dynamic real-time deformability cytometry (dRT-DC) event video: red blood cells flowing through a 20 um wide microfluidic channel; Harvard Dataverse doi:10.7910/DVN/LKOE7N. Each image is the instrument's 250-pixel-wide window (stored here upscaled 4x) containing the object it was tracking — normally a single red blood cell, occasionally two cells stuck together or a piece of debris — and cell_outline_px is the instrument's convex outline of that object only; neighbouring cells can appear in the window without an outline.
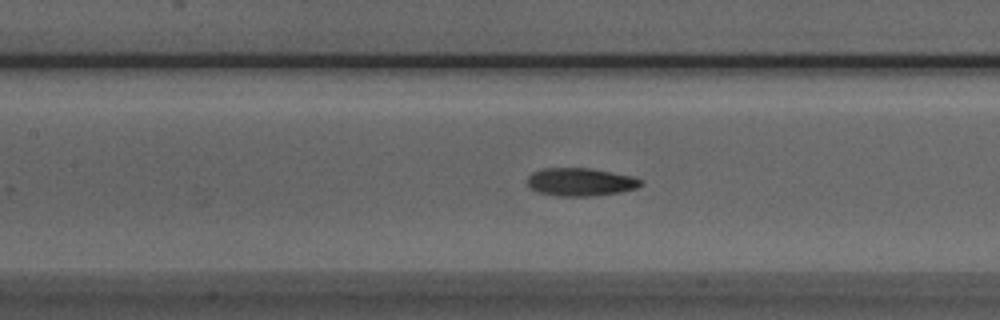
{"species": "Egyptian fruit bat (a non-hibernating species)", "species_latin": "Rousettus aegyptiacus", "temperature_condition": "room temperature", "stored_images_in_passage": 40, "camera_frame_rate_fps": 3000, "um_per_image_px": 0.085, "animal": {"sex": "male"}, "frame": {"image": 1, "passage_image": 22, "time_ms": 7.0, "image_size_px": [1000, 320], "cell_outline_px": [[644, 184], [636, 188], [620, 192], [592, 196], [560, 196], [536, 192], [528, 184], [528, 176], [532, 172], [544, 168], [592, 168], [632, 176], [644, 180]], "centroid_in_image_um": [49.37, 15.46], "position_along_channel_um": 158.0, "area_um2": 18.61}}
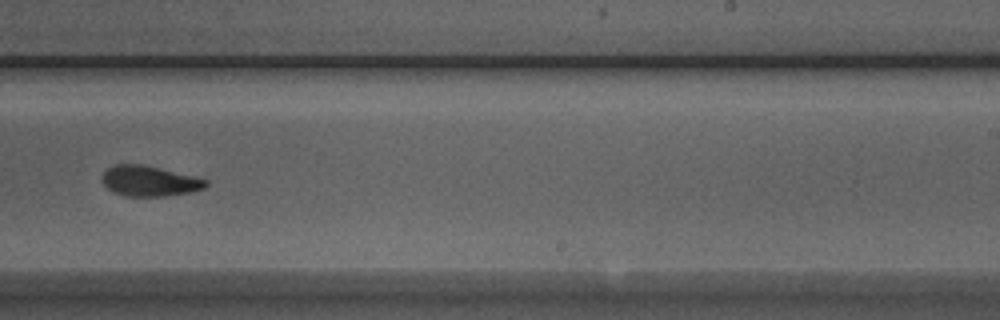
{"frame": {"image": 2, "passage_image": 31, "time_ms": 10.0, "image_size_px": [1000, 320], "cell_outline_px": [[208, 184], [204, 188], [192, 192], [164, 196], [124, 196], [112, 192], [100, 180], [100, 176], [112, 164], [140, 164], [192, 176], [208, 180]], "centroid_in_image_um": [12.64, 15.39], "position_along_channel_um": 276.4, "area_um2": 18.32}}
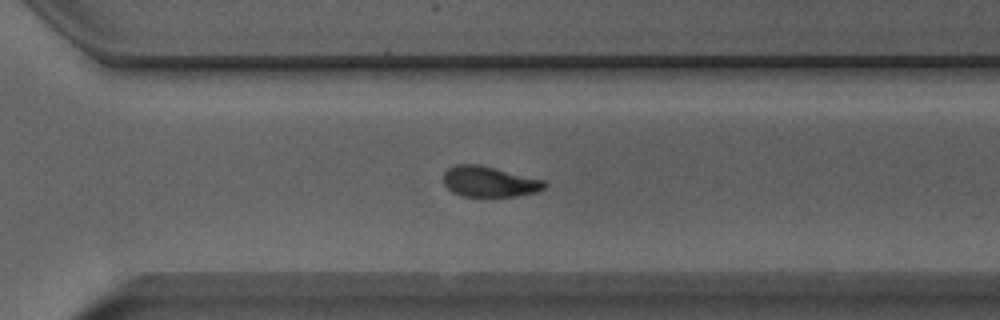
{"frame": {"image": 3, "passage_image": 35, "time_ms": 11.333, "image_size_px": [1000, 320], "cell_outline_px": [[548, 184], [544, 188], [536, 192], [516, 196], [460, 196], [452, 192], [444, 184], [444, 172], [448, 168], [456, 164], [480, 164], [544, 180]], "centroid_in_image_um": [41.58, 15.43], "position_along_channel_um": 329.0, "area_um2": 18.03}, "authors_computed_cell_mechanics": {"area_um2": 18.5827, "velocity_mm_per_s": 3.9501, "shape_relaxation_time_tau1_ms": 3.552, "shape_relaxation_time_tau2_ms": 3.058, "deformation_change_tau1": 0.1474, "deformation_change_tau2": 0.0984}}